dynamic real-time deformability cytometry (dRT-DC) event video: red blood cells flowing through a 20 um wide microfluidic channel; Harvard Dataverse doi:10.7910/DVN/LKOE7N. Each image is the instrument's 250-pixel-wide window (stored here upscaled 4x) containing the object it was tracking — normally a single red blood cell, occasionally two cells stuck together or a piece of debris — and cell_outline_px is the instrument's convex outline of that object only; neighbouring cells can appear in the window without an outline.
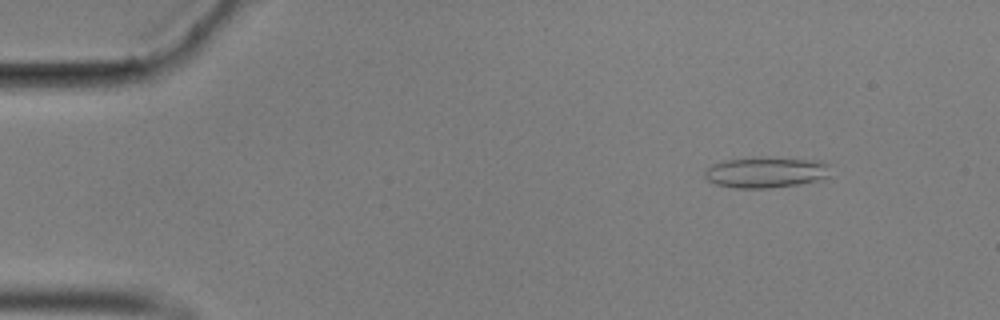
{"species": "common noctule bat (a hibernating species)", "species_latin": "Nyctalus noctula", "temperature_condition": "cold", "stored_images_in_passage": 57, "camera_frame_rate_fps": 3000, "um_per_image_px": 0.085, "animal": {"sex": "male", "body_mass_g": 17.9}, "frame": {"image": 1, "passage_image": 7, "time_ms": 2.0, "image_size_px": [1000, 320], "cell_outline_px": [[832, 176], [816, 180], [796, 184], [768, 188], [736, 188], [716, 184], [708, 180], [704, 176], [704, 172], [712, 164], [724, 160], [752, 156], [764, 156], [820, 160], [828, 164]], "centroid_in_image_um": [65.11, 14.61], "position_along_channel_um": 19.9, "area_um2": 23.06}}
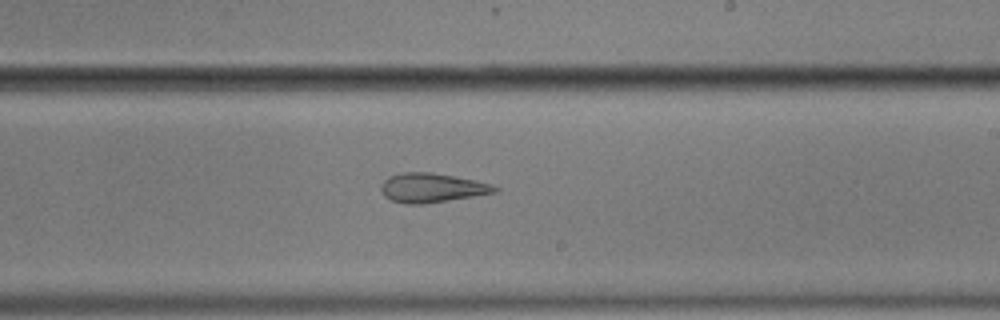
{"frame": {"image": 2, "passage_image": 34, "time_ms": 11.0, "image_size_px": [1000, 320], "cell_outline_px": [[500, 188], [496, 192], [472, 196], [420, 204], [404, 204], [392, 200], [384, 196], [380, 188], [384, 180], [388, 176], [400, 172], [432, 172], [476, 180], [492, 184]], "centroid_in_image_um": [36.68, 15.94], "position_along_channel_um": 252.3, "area_um2": 19.31}}
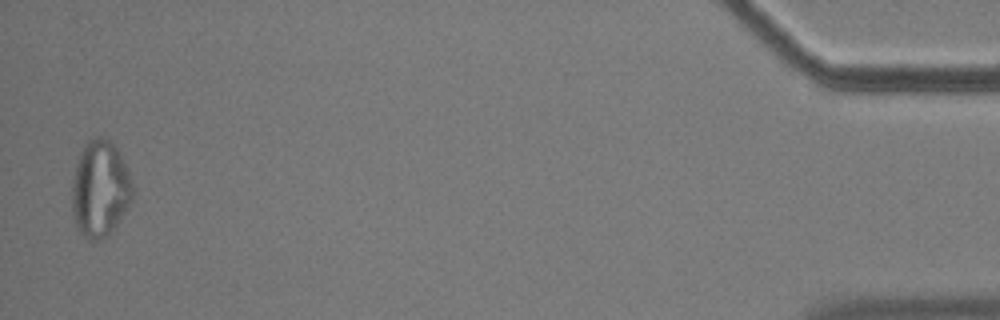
{"frame": {"image": 3, "passage_image": 56, "time_ms": 18.333, "image_size_px": [1000, 320], "cell_outline_px": [[132, 196], [116, 228], [108, 236], [100, 240], [88, 240], [80, 232], [76, 224], [72, 208], [72, 184], [76, 164], [80, 152], [84, 144], [88, 140], [96, 136], [104, 136], [120, 152], [128, 168], [132, 184]], "centroid_in_image_um": [8.5, 16.04], "position_along_channel_um": 426.7, "area_um2": 34.16}, "authors_computed_cell_mechanics": {"area_um2": 21.675, "velocity_mm_per_s": 3.5402, "shape_relaxation_time_tau1_ms": null, "shape_relaxation_time_tau2_ms": 2.9478, "deformation_change_tau1": null, "deformation_change_tau2": 0.1304}}